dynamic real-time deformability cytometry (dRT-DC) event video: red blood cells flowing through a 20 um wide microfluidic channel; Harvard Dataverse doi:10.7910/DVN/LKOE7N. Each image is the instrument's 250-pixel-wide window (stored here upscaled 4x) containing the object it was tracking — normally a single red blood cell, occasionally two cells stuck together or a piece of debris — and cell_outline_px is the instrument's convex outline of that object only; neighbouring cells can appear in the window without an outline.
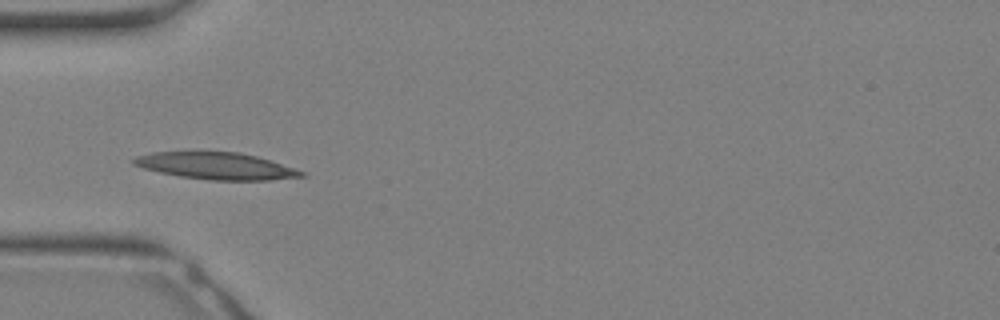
{"species": "Egyptian fruit bat (a non-hibernating species)", "species_latin": "Rousettus aegyptiacus", "temperature_condition": "warm", "stored_images_in_passage": 23, "camera_frame_rate_fps": 3000, "um_per_image_px": 0.085, "animal": {"sex": "female"}, "frame": {"image": 1, "passage_image": 1, "time_ms": 0.0, "image_size_px": [1000, 320], "cell_outline_px": [[308, 176], [268, 180], [212, 180], [180, 176], [160, 172], [144, 168], [132, 164], [132, 160], [136, 156], [152, 152], [196, 148], [240, 152], [256, 156], [308, 172]], "centroid_in_image_um": [18.34, 14.04], "position_along_channel_um": 66.7, "area_um2": 27.46}}
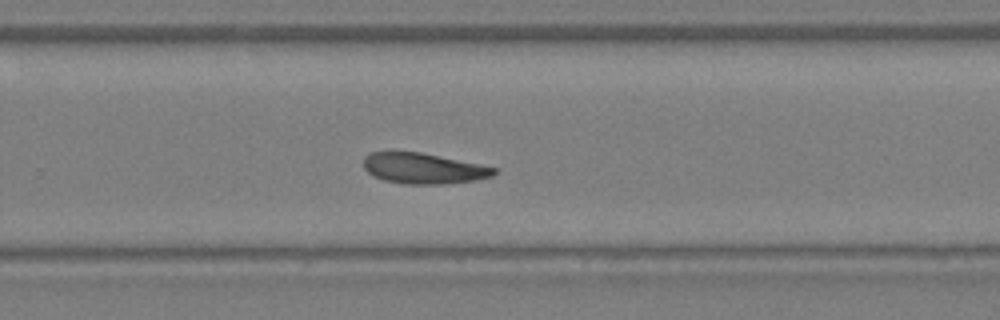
{"frame": {"image": 2, "passage_image": 12, "time_ms": 3.667, "image_size_px": [1000, 320], "cell_outline_px": [[500, 168], [492, 176], [476, 180], [444, 184], [408, 184], [384, 180], [372, 176], [364, 168], [364, 156], [372, 152], [392, 148], [420, 152]], "centroid_in_image_um": [35.94, 14.27], "position_along_channel_um": 293.9, "area_um2": 23.99}}
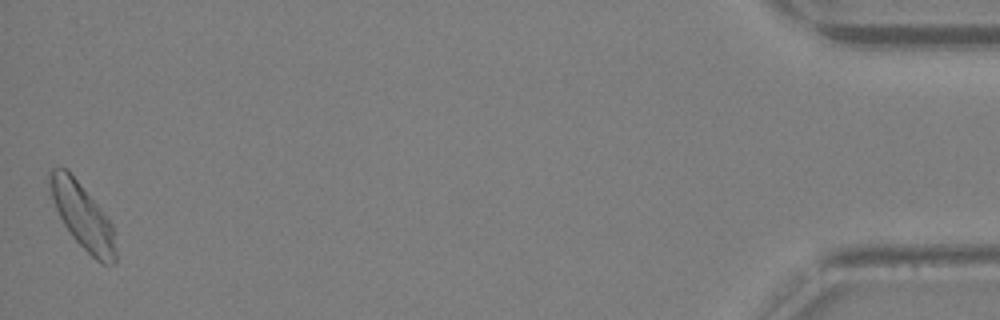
{"frame": {"image": 3, "passage_image": 23, "time_ms": 7.333, "image_size_px": [1000, 320], "cell_outline_px": [[116, 264], [100, 264], [72, 236], [64, 224], [56, 208], [52, 196], [48, 180], [48, 172], [52, 168], [64, 168], [76, 180], [96, 204], [112, 224], [116, 248]], "centroid_in_image_um": [7.03, 18.42], "position_along_channel_um": 428.2, "area_um2": 24.28}}